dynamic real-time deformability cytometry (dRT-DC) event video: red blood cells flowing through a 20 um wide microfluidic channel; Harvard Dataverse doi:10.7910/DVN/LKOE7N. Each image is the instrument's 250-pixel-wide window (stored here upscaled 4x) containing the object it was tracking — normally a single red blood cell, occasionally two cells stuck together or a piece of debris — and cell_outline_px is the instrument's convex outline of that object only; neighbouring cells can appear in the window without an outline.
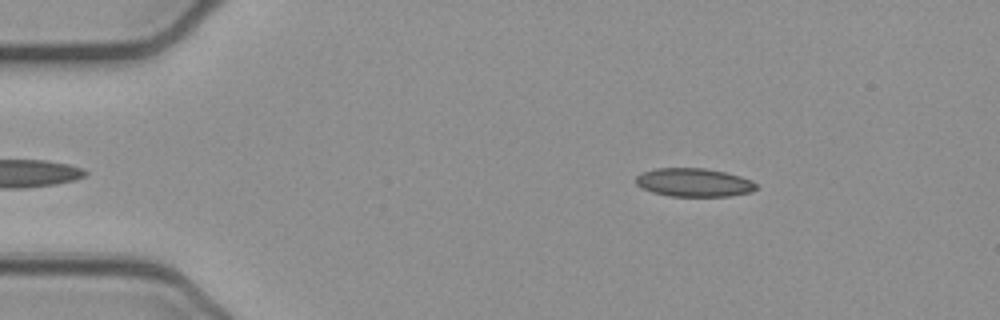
{"species": "common noctule bat (a hibernating species)", "species_latin": "Nyctalus noctula", "temperature_condition": "cold", "stored_images_in_passage": 41, "camera_frame_rate_fps": 3000, "um_per_image_px": 0.085, "animal": {"sex": "female", "body_mass_g": 21.9}, "frame": {"image": 1, "passage_image": 5, "time_ms": 1.333, "image_size_px": [1000, 320], "cell_outline_px": [[756, 188], [752, 192], [728, 196], [668, 196], [652, 192], [636, 184], [636, 176], [640, 172], [656, 168], [704, 168], [724, 172], [740, 176], [752, 180], [756, 184]], "centroid_in_image_um": [58.97, 15.51], "position_along_channel_um": 26.0, "area_um2": 19.94}}
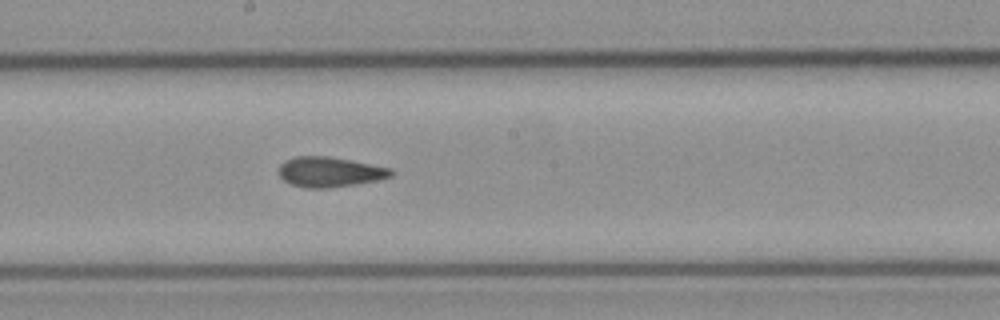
{"frame": {"image": 2, "passage_image": 25, "time_ms": 8.0, "image_size_px": [1000, 320], "cell_outline_px": [[396, 172], [392, 176], [380, 180], [356, 184], [328, 188], [308, 188], [292, 184], [284, 180], [276, 172], [280, 164], [284, 160], [296, 156], [328, 156], [392, 168]], "centroid_in_image_um": [28.03, 14.61], "position_along_channel_um": 220.2, "area_um2": 19.88}}
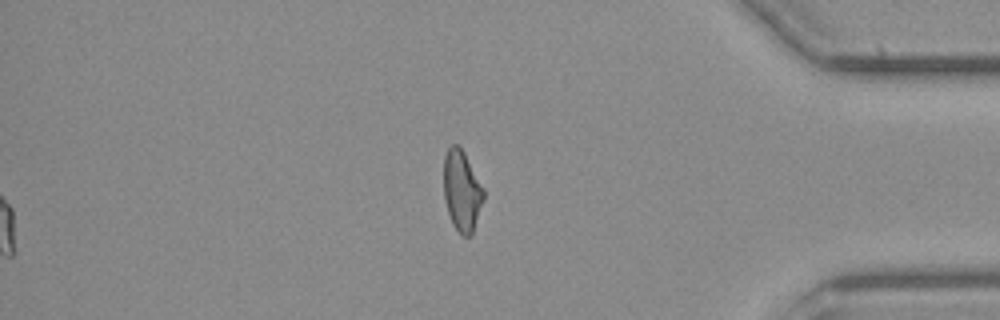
{"frame": {"image": 3, "passage_image": 41, "time_ms": 13.333, "image_size_px": [1000, 320], "cell_outline_px": [[484, 200], [472, 236], [464, 236], [452, 224], [444, 200], [444, 156], [448, 148], [452, 144], [460, 144], [484, 188]], "centroid_in_image_um": [39.27, 16.2], "position_along_channel_um": 395.9, "area_um2": 19.02}, "authors_computed_cell_mechanics": {"area_um2": 19.8832, "velocity_mm_per_s": 3.887, "shape_relaxation_time_tau1_ms": null, "shape_relaxation_time_tau2_ms": 2.9719, "deformation_change_tau1": null, "deformation_change_tau2": 0.1004}}